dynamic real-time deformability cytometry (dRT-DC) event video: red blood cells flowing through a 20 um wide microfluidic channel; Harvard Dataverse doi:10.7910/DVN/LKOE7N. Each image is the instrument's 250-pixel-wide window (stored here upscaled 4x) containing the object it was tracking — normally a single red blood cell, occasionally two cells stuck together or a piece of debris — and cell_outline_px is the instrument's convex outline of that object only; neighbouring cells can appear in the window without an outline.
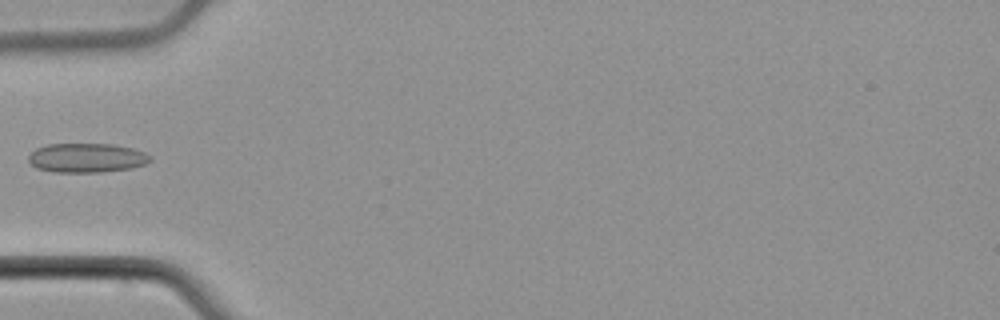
{"species": "common noctule bat (a hibernating species)", "species_latin": "Nyctalus noctula", "temperature_condition": "cold", "stored_images_in_passage": 5, "camera_frame_rate_fps": 3000, "um_per_image_px": 0.085, "animal": {"sex": "male", "body_mass_g": 21.5, "forearm_length_mm": 52.0}, "frame": {"image": 1, "passage_image": 5, "time_ms": 1.333, "image_size_px": [1000, 320], "cell_outline_px": [[152, 160], [144, 164], [132, 168], [100, 172], [52, 172], [36, 168], [28, 160], [28, 156], [36, 148], [48, 144], [112, 144], [132, 148], [144, 152], [152, 156]], "centroid_in_image_um": [7.37, 13.42], "position_along_channel_um": 77.6, "area_um2": 20.81}}